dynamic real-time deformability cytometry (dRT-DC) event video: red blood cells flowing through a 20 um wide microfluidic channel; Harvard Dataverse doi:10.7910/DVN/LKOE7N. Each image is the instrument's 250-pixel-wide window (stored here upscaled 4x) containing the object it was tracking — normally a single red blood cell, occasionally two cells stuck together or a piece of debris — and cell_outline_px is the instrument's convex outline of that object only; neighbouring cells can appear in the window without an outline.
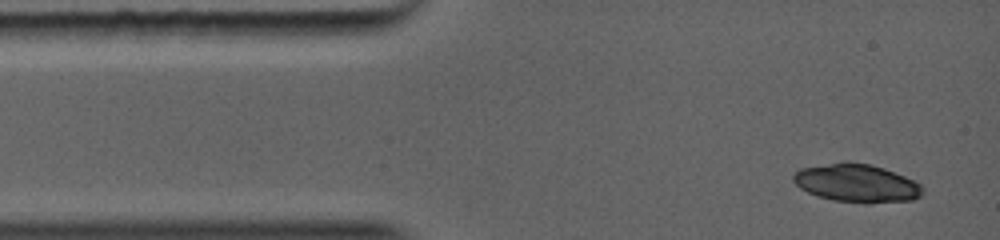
{"species": "common noctule bat (a hibernating species)", "species_latin": "Nyctalus noctula", "temperature_condition": "warm", "stored_images_in_passage": 25, "camera_frame_rate_fps": 5000, "um_per_image_px": 0.085, "animal": {"sex": "female", "body_mass_g": 19.0, "forearm_length_mm": 56.7}, "frame": {"image": 1, "passage_image": 1, "time_ms": 0.0, "image_size_px": [1000, 240], "cell_outline_px": [[924, 192], [920, 196], [912, 200], [868, 204], [864, 204], [832, 200], [816, 196], [800, 188], [792, 180], [792, 176], [800, 168], [848, 160], [868, 164], [884, 168], [904, 176], [920, 184], [924, 188]], "centroid_in_image_um": [72.81, 15.57], "position_along_channel_um": 12.2, "area_um2": 29.13}}
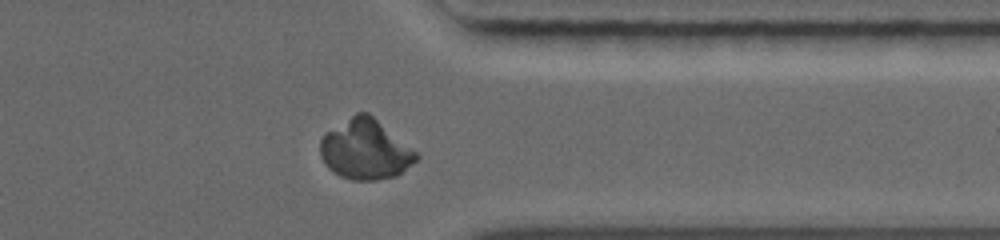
{"frame": {"image": 2, "passage_image": 22, "time_ms": 8.6, "image_size_px": [1000, 240], "cell_outline_px": [[420, 156], [412, 164], [396, 176], [376, 180], [352, 180], [340, 176], [328, 168], [324, 164], [320, 156], [320, 140], [324, 132], [356, 112], [368, 112], [416, 152]], "centroid_in_image_um": [31.0, 12.71], "position_along_channel_um": 380.4, "area_um2": 33.52}}